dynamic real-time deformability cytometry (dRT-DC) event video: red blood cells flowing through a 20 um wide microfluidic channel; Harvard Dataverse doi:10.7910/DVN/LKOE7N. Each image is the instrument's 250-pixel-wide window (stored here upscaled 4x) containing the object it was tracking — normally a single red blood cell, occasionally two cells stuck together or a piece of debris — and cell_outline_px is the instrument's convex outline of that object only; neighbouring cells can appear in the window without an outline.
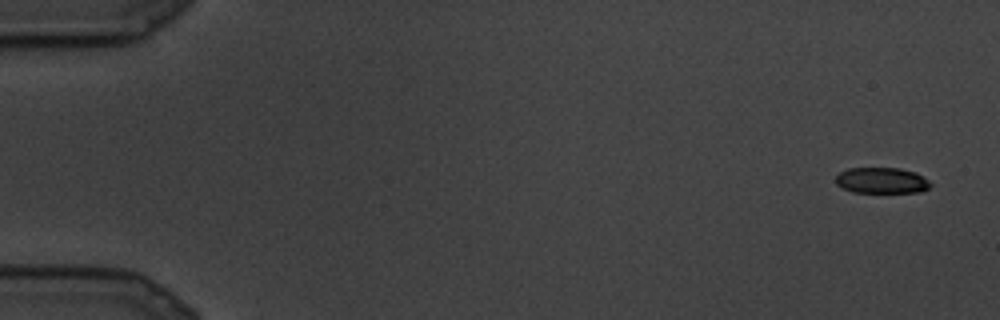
{"species": "common noctule bat (a hibernating species)", "species_latin": "Nyctalus noctula", "temperature_condition": "cold", "stored_images_in_passage": 10, "camera_frame_rate_fps": 3000, "um_per_image_px": 0.085, "animal": {"sex": "male", "body_mass_g": 19.5, "forearm_length_mm": 54.6}, "frame": {"image": 1, "passage_image": 1, "time_ms": 0.0, "image_size_px": [1000, 320], "cell_outline_px": [[932, 184], [928, 188], [920, 192], [852, 192], [836, 184], [836, 176], [840, 172], [848, 168], [900, 168], [916, 172], [924, 176]], "centroid_in_image_um": [74.96, 15.33], "position_along_channel_um": 10.0, "area_um2": 14.33}}
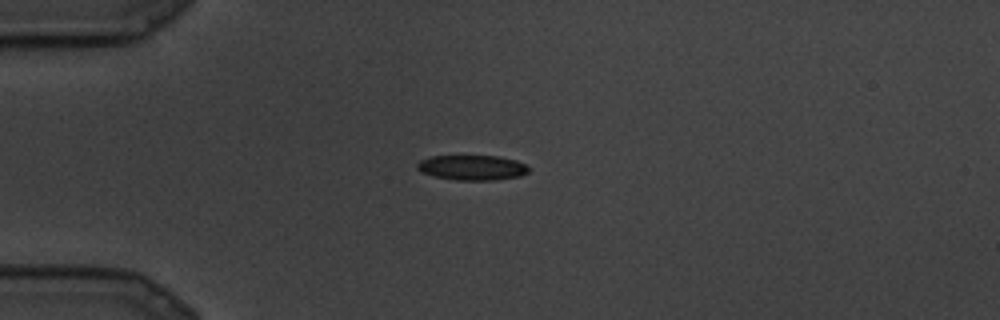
{"frame": {"image": 2, "passage_image": 7, "time_ms": 2.0, "image_size_px": [1000, 320], "cell_outline_px": [[528, 172], [520, 176], [496, 180], [456, 180], [432, 176], [420, 172], [416, 168], [416, 164], [420, 160], [432, 156], [500, 156], [516, 160], [524, 164], [528, 168]], "centroid_in_image_um": [40.1, 14.25], "position_along_channel_um": 44.9, "area_um2": 16.36}}